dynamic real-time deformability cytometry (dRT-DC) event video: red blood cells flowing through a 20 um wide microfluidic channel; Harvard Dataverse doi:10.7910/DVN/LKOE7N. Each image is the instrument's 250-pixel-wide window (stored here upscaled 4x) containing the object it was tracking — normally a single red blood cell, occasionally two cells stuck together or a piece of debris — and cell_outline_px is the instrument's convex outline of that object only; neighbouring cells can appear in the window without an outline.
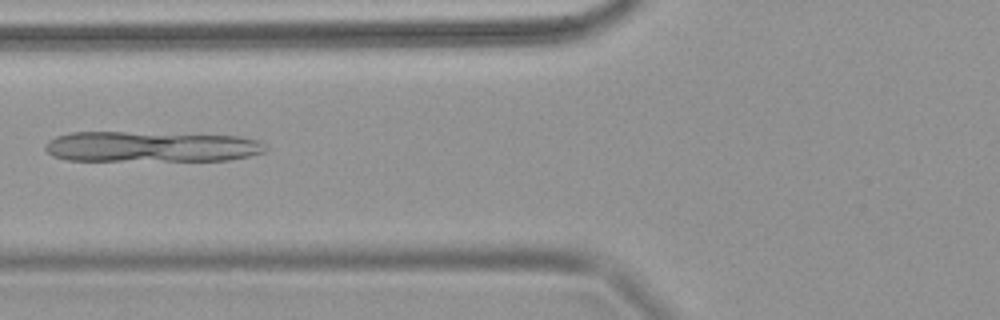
{"species": "common noctule bat (a hibernating species)", "species_latin": "Nyctalus noctula", "temperature_condition": "warm", "stored_images_in_passage": 9, "camera_frame_rate_fps": 3000, "um_per_image_px": 0.085, "animal": {"sex": "female", "body_mass_g": 18.4}, "frame": {"image": 1, "passage_image": 7, "time_ms": 2.0, "image_size_px": [1000, 320], "cell_outline_px": [[268, 148], [264, 152], [248, 156], [228, 160], [64, 160], [52, 156], [44, 148], [44, 144], [48, 140], [56, 136], [72, 132], [124, 132], [236, 136], [260, 140]], "centroid_in_image_um": [12.8, 12.47], "position_along_channel_um": 113.0, "area_um2": 39.19}}
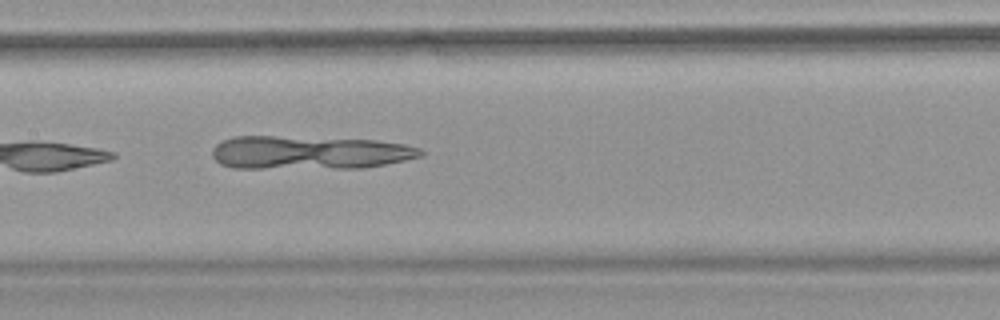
{"frame": {"image": 2, "passage_image": 9, "time_ms": 2.667, "image_size_px": [1000, 320], "cell_outline_px": [[424, 156], [364, 168], [232, 168], [220, 164], [212, 156], [212, 148], [216, 144], [232, 136], [272, 136], [376, 140], [404, 144], [424, 148]], "centroid_in_image_um": [26.3, 12.97], "position_along_channel_um": 181.1, "area_um2": 40.86}}